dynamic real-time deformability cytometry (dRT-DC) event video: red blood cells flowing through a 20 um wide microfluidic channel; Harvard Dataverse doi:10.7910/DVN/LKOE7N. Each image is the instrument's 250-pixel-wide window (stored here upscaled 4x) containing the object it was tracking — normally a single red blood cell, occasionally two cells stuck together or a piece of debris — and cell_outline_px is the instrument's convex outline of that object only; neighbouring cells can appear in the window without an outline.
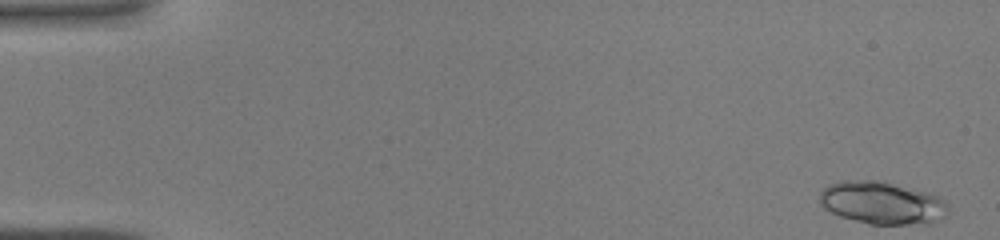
{"species": "common noctule bat (a hibernating species)", "species_latin": "Nyctalus noctula", "temperature_condition": "warm", "stored_images_in_passage": 43, "camera_frame_rate_fps": 3000, "um_per_image_px": 0.085, "animal": {"sex": "male", "body_mass_g": 19.0, "forearm_length_mm": 50.8}, "frame": {"image": 1, "passage_image": 1, "time_ms": 0.0, "image_size_px": [1000, 240], "cell_outline_px": [[948, 212], [944, 216], [928, 224], [868, 224], [840, 216], [824, 208], [820, 204], [820, 192], [828, 184], [840, 180], [884, 180], [924, 192], [936, 196], [944, 200], [948, 204]], "centroid_in_image_um": [74.95, 17.23], "position_along_channel_um": 10.1, "area_um2": 31.96}}
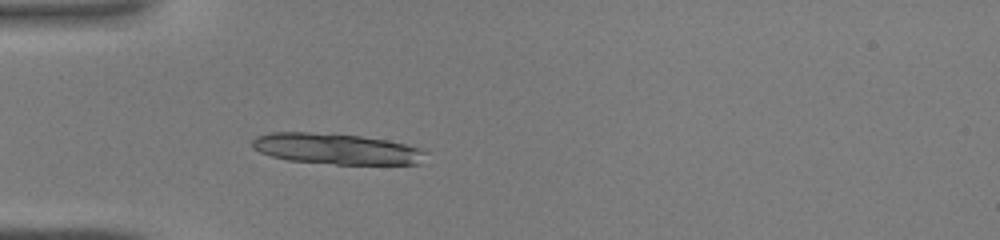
{"frame": {"image": 2, "passage_image": 13, "time_ms": 4.0, "image_size_px": [1000, 240], "cell_outline_px": [[428, 152], [424, 164], [336, 164], [288, 160], [272, 156], [260, 152], [252, 148], [252, 140], [256, 136], [268, 132], [308, 132], [360, 136], [388, 140], [420, 148]], "centroid_in_image_um": [28.62, 12.66], "position_along_channel_um": 56.4, "area_um2": 31.33}}